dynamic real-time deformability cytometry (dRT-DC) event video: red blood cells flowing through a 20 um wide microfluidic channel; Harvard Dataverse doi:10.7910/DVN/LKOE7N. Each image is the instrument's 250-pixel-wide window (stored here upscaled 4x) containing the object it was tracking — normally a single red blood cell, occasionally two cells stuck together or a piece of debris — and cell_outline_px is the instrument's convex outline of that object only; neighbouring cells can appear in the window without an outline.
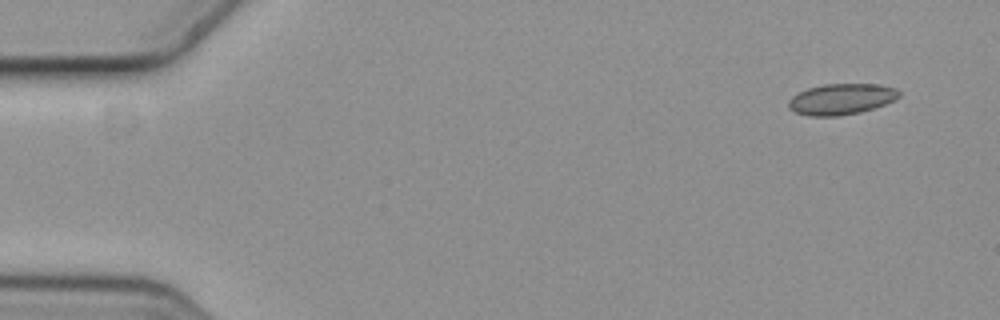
{"species": "common noctule bat (a hibernating species)", "species_latin": "Nyctalus noctula", "temperature_condition": "cold", "stored_images_in_passage": 6, "camera_frame_rate_fps": 3000, "um_per_image_px": 0.085, "animal": {"sex": "female", "body_mass_g": 19.3, "forearm_length_mm": 54.1}, "frame": {"image": 1, "passage_image": 1, "time_ms": 0.0, "image_size_px": [1000, 320], "cell_outline_px": [[900, 96], [896, 100], [860, 112], [840, 116], [808, 116], [796, 112], [788, 108], [788, 100], [792, 96], [808, 88], [824, 84], [880, 84], [896, 88], [900, 92]], "centroid_in_image_um": [71.52, 8.42], "position_along_channel_um": 13.5, "area_um2": 20.0}}
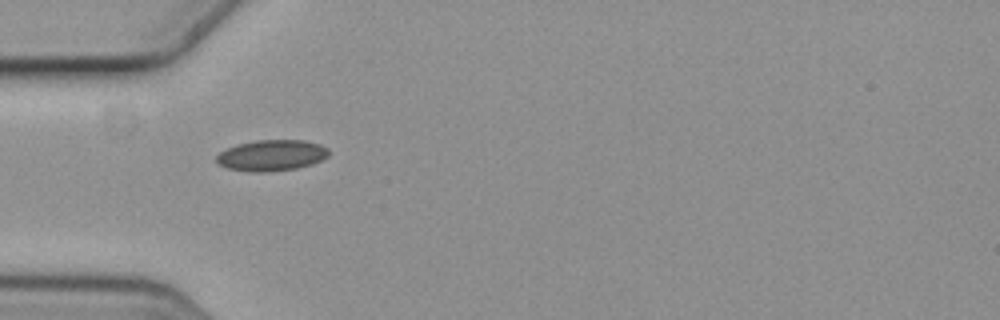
{"frame": {"image": 2, "passage_image": 5, "time_ms": 1.333, "image_size_px": [1000, 320], "cell_outline_px": [[328, 156], [312, 164], [296, 168], [268, 172], [252, 172], [228, 168], [220, 164], [216, 160], [216, 156], [220, 152], [236, 144], [256, 140], [304, 140], [320, 144], [328, 148]], "centroid_in_image_um": [23.09, 13.2], "position_along_channel_um": 61.9, "area_um2": 20.23}}
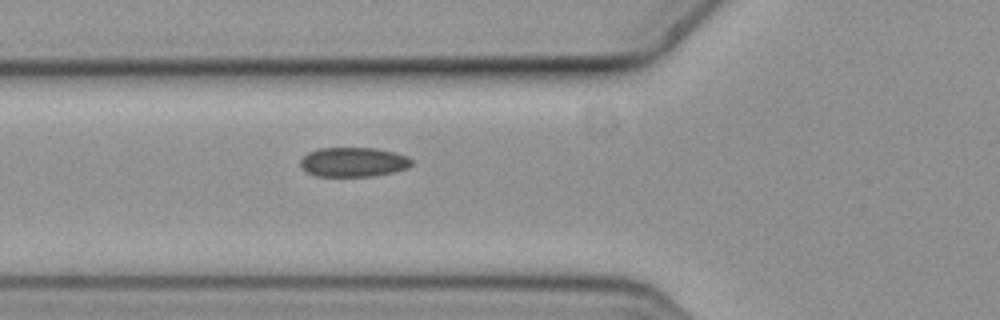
{"frame": {"image": 3, "passage_image": 6, "time_ms": 1.667, "image_size_px": [1000, 320], "cell_outline_px": [[412, 164], [408, 168], [396, 172], [376, 176], [316, 176], [304, 172], [300, 168], [300, 160], [308, 152], [320, 148], [376, 148], [396, 152], [408, 156], [412, 160]], "centroid_in_image_um": [30.04, 13.78], "position_along_channel_um": 95.8, "area_um2": 19.48}}